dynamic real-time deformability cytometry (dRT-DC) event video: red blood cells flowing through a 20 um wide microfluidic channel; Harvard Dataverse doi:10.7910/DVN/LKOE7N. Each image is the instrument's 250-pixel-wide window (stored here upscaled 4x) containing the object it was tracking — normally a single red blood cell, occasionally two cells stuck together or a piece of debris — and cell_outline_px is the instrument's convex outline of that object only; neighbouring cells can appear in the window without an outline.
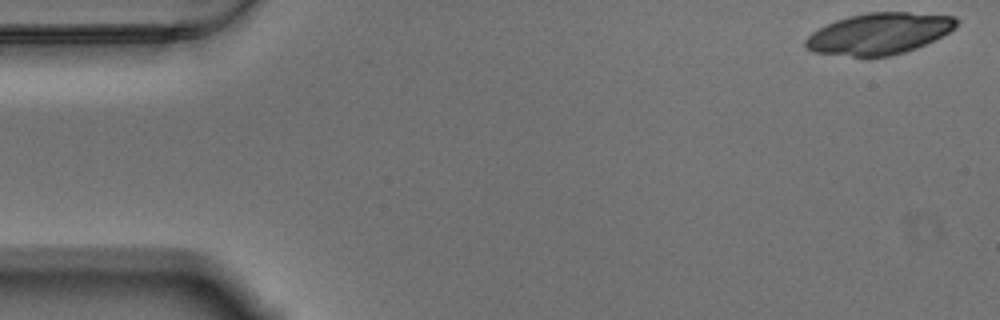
{"species": "Egyptian fruit bat (a non-hibernating species)", "species_latin": "Rousettus aegyptiacus", "temperature_condition": "warm", "stored_images_in_passage": 40, "camera_frame_rate_fps": 3000, "um_per_image_px": 0.085, "animal": {"sex": "male"}, "frame": {"image": 1, "passage_image": 1, "time_ms": 0.0, "image_size_px": [1000, 320], "cell_outline_px": [[960, 20], [956, 28], [916, 48], [904, 52], [888, 56], [852, 56], [812, 52], [804, 48], [804, 40], [812, 32], [836, 20], [848, 16], [868, 12], [908, 12], [956, 16]], "centroid_in_image_um": [74.72, 2.85], "position_along_channel_um": 10.3, "area_um2": 36.3}}
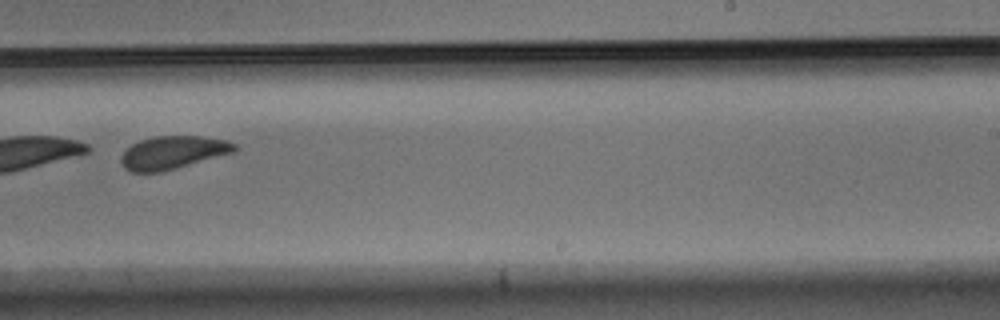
{"frame": {"image": 2, "passage_image": 35, "time_ms": 11.333, "image_size_px": [1000, 320], "cell_outline_px": [[236, 152], [176, 168], [160, 172], [132, 172], [124, 168], [120, 160], [120, 156], [132, 144], [140, 140], [156, 136], [200, 136], [224, 140], [236, 144]], "centroid_in_image_um": [14.68, 12.97], "position_along_channel_um": 274.3, "area_um2": 21.73}}